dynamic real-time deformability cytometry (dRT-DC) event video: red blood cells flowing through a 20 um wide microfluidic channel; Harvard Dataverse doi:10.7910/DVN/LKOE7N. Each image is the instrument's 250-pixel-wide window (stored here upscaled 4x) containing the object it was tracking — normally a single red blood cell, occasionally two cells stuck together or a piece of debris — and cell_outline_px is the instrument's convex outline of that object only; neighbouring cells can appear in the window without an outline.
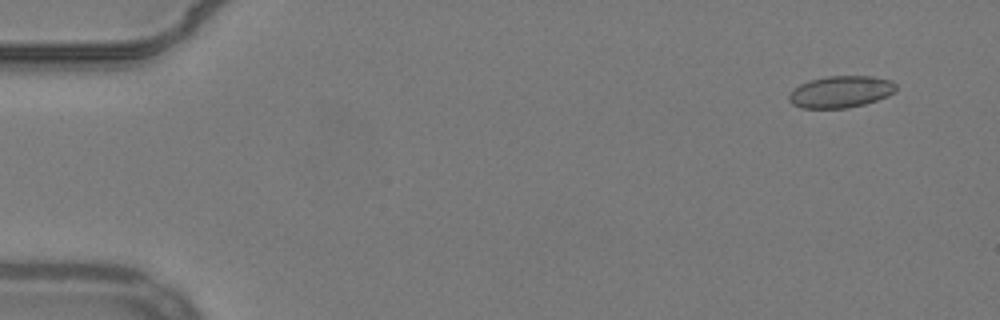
{"species": "common noctule bat (a hibernating species)", "species_latin": "Nyctalus noctula", "temperature_condition": "warm", "stored_images_in_passage": 25, "camera_frame_rate_fps": 3000, "um_per_image_px": 0.085, "animal": {"sex": "male", "body_mass_g": 19.2, "forearm_length_mm": 51.8}, "frame": {"image": 1, "passage_image": 3, "time_ms": 0.667, "image_size_px": [1000, 320], "cell_outline_px": [[896, 92], [888, 96], [864, 104], [848, 108], [800, 108], [792, 104], [788, 100], [788, 96], [800, 84], [812, 80], [828, 76], [872, 76], [888, 80], [896, 84]], "centroid_in_image_um": [71.47, 7.81], "position_along_channel_um": 13.5, "area_um2": 19.71}}
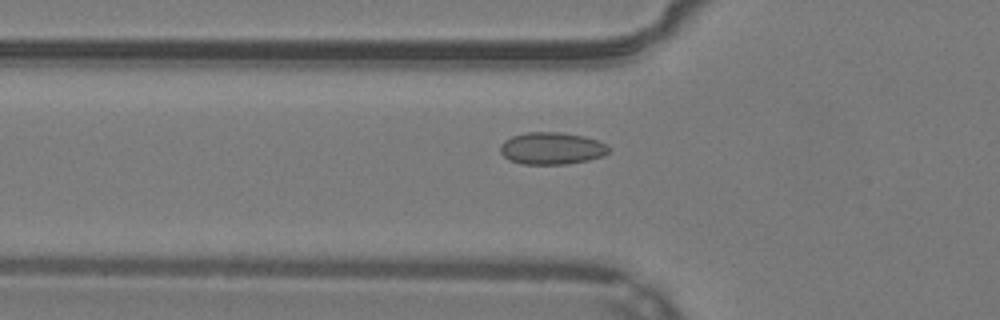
{"frame": {"image": 2, "passage_image": 18, "time_ms": 5.667, "image_size_px": [1000, 320], "cell_outline_px": [[612, 148], [604, 156], [588, 160], [568, 164], [520, 164], [508, 160], [500, 152], [500, 144], [504, 140], [512, 136], [528, 132], [560, 132], [584, 136], [608, 144]], "centroid_in_image_um": [46.91, 12.61], "position_along_channel_um": 78.9, "area_um2": 20.58}}